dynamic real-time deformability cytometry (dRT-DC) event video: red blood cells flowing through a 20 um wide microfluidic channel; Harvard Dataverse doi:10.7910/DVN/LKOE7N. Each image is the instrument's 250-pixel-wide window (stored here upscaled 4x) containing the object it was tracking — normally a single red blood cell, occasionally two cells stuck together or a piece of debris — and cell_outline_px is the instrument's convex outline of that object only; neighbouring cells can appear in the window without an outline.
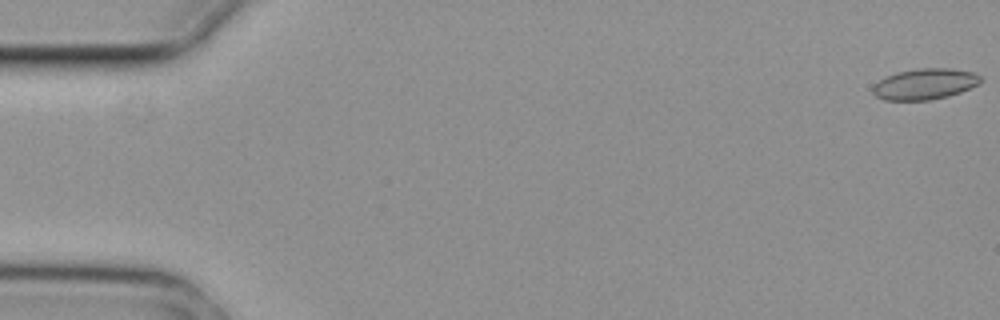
{"species": "common noctule bat (a hibernating species)", "species_latin": "Nyctalus noctula", "temperature_condition": "cold", "stored_images_in_passage": 4, "camera_frame_rate_fps": 3000, "um_per_image_px": 0.085, "animal": {"sex": "female", "body_mass_g": 29.2, "forearm_length_mm": 56.3}, "frame": {"image": 1, "passage_image": 1, "time_ms": 0.0, "image_size_px": [1000, 320], "cell_outline_px": [[980, 84], [960, 92], [948, 96], [928, 100], [884, 100], [876, 96], [872, 92], [872, 88], [880, 80], [896, 72], [920, 68], [948, 68], [972, 72], [980, 76]], "centroid_in_image_um": [78.61, 7.14], "position_along_channel_um": 6.4, "area_um2": 19.25}}
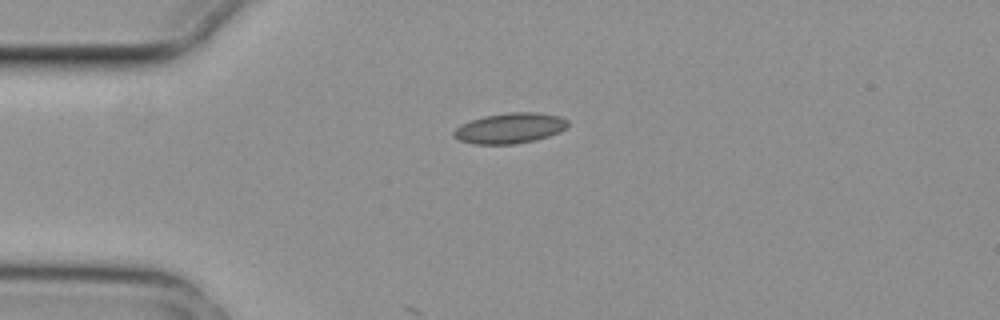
{"frame": {"image": 2, "passage_image": 4, "time_ms": 1.0, "image_size_px": [1000, 320], "cell_outline_px": [[568, 128], [560, 132], [536, 140], [516, 144], [476, 144], [460, 140], [452, 136], [452, 132], [460, 124], [484, 116], [508, 112], [536, 112], [560, 116], [568, 120]], "centroid_in_image_um": [43.36, 10.89], "position_along_channel_um": 41.6, "area_um2": 20.4}}